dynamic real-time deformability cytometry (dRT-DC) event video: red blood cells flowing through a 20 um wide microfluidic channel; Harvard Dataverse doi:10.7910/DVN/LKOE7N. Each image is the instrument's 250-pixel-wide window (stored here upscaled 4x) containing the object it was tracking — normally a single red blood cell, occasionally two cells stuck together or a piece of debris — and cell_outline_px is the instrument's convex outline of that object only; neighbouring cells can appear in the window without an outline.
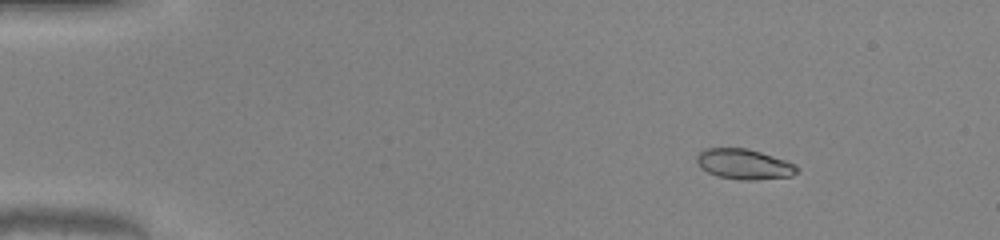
{"species": "common noctule bat (a hibernating species)", "species_latin": "Nyctalus noctula", "temperature_condition": "warm", "stored_images_in_passage": 52, "camera_frame_rate_fps": 3000, "um_per_image_px": 0.085, "animal": {"sex": "male", "body_mass_g": 20.0, "forearm_length_mm": 53.3}, "frame": {"image": 1, "passage_image": 8, "time_ms": 2.333, "image_size_px": [1000, 240], "cell_outline_px": [[800, 168], [792, 176], [756, 180], [740, 180], [716, 176], [708, 172], [696, 160], [696, 156], [704, 148], [748, 148], [796, 164]], "centroid_in_image_um": [63.27, 13.96], "position_along_channel_um": 21.7, "area_um2": 17.63}}
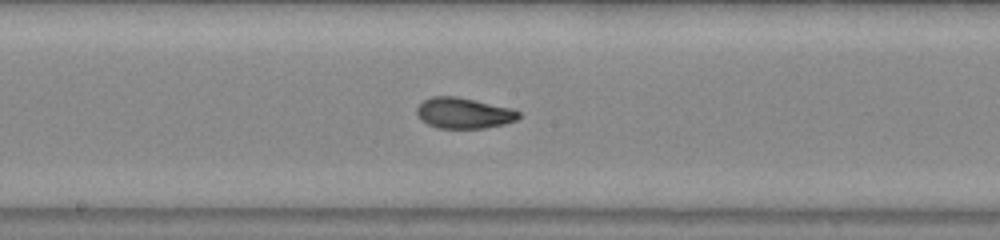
{"frame": {"image": 2, "passage_image": 29, "time_ms": 9.333, "image_size_px": [1000, 240], "cell_outline_px": [[520, 116], [516, 120], [504, 124], [484, 128], [436, 128], [420, 120], [416, 112], [416, 108], [424, 100], [432, 96], [456, 96], [512, 108], [520, 112]], "centroid_in_image_um": [39.4, 9.61], "position_along_channel_um": 208.8, "area_um2": 18.32}}
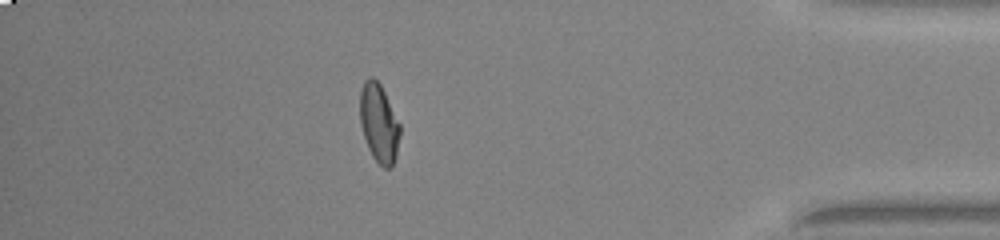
{"frame": {"image": 3, "passage_image": 46, "time_ms": 15.0, "image_size_px": [1000, 240], "cell_outline_px": [[400, 136], [396, 156], [392, 168], [384, 168], [372, 156], [368, 148], [360, 124], [360, 92], [364, 80], [368, 76], [372, 76], [380, 84], [400, 124]], "centroid_in_image_um": [32.21, 10.47], "position_along_channel_um": 403.0, "area_um2": 18.32}, "authors_computed_cell_mechanics": {"area_um2": 18.1492, "velocity_mm_per_s": 4.1068, "shape_relaxation_time_tau1_ms": 5.9152, "shape_relaxation_time_tau2_ms": 0.9441, "deformation_change_tau1": 0.2415, "deformation_change_tau2": 0.057}}